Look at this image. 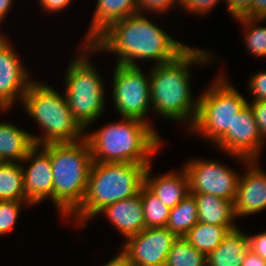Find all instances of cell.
Here are the masks:
<instances>
[{
  "mask_svg": "<svg viewBox=\"0 0 266 266\" xmlns=\"http://www.w3.org/2000/svg\"><path fill=\"white\" fill-rule=\"evenodd\" d=\"M165 266H206V255L193 247L184 237H176Z\"/></svg>",
  "mask_w": 266,
  "mask_h": 266,
  "instance_id": "484cf974",
  "label": "cell"
},
{
  "mask_svg": "<svg viewBox=\"0 0 266 266\" xmlns=\"http://www.w3.org/2000/svg\"><path fill=\"white\" fill-rule=\"evenodd\" d=\"M198 208V221L207 224L227 226L230 230L237 228L233 202L212 194H192Z\"/></svg>",
  "mask_w": 266,
  "mask_h": 266,
  "instance_id": "44dd1931",
  "label": "cell"
},
{
  "mask_svg": "<svg viewBox=\"0 0 266 266\" xmlns=\"http://www.w3.org/2000/svg\"><path fill=\"white\" fill-rule=\"evenodd\" d=\"M257 122L260 137L266 142V101L248 102Z\"/></svg>",
  "mask_w": 266,
  "mask_h": 266,
  "instance_id": "1f68e13d",
  "label": "cell"
},
{
  "mask_svg": "<svg viewBox=\"0 0 266 266\" xmlns=\"http://www.w3.org/2000/svg\"><path fill=\"white\" fill-rule=\"evenodd\" d=\"M100 213H103L126 239L145 228L140 192L136 196L104 207L96 216H99Z\"/></svg>",
  "mask_w": 266,
  "mask_h": 266,
  "instance_id": "2e32d148",
  "label": "cell"
},
{
  "mask_svg": "<svg viewBox=\"0 0 266 266\" xmlns=\"http://www.w3.org/2000/svg\"><path fill=\"white\" fill-rule=\"evenodd\" d=\"M145 228L166 227L170 208L160 201L145 185L140 189Z\"/></svg>",
  "mask_w": 266,
  "mask_h": 266,
  "instance_id": "d4e9b609",
  "label": "cell"
},
{
  "mask_svg": "<svg viewBox=\"0 0 266 266\" xmlns=\"http://www.w3.org/2000/svg\"><path fill=\"white\" fill-rule=\"evenodd\" d=\"M13 0H0V23L5 20V16L12 6Z\"/></svg>",
  "mask_w": 266,
  "mask_h": 266,
  "instance_id": "74e56055",
  "label": "cell"
},
{
  "mask_svg": "<svg viewBox=\"0 0 266 266\" xmlns=\"http://www.w3.org/2000/svg\"><path fill=\"white\" fill-rule=\"evenodd\" d=\"M184 169L190 194H212L234 202L240 175L232 168L216 160L195 158L185 163Z\"/></svg>",
  "mask_w": 266,
  "mask_h": 266,
  "instance_id": "30bf717a",
  "label": "cell"
},
{
  "mask_svg": "<svg viewBox=\"0 0 266 266\" xmlns=\"http://www.w3.org/2000/svg\"><path fill=\"white\" fill-rule=\"evenodd\" d=\"M235 19L244 25V29L246 28L243 41H245L248 51L255 57H266V27L257 26L261 20L243 16Z\"/></svg>",
  "mask_w": 266,
  "mask_h": 266,
  "instance_id": "4316f807",
  "label": "cell"
},
{
  "mask_svg": "<svg viewBox=\"0 0 266 266\" xmlns=\"http://www.w3.org/2000/svg\"><path fill=\"white\" fill-rule=\"evenodd\" d=\"M122 119L86 133L93 162L151 164L162 148V139L152 124L135 118Z\"/></svg>",
  "mask_w": 266,
  "mask_h": 266,
  "instance_id": "3957f363",
  "label": "cell"
},
{
  "mask_svg": "<svg viewBox=\"0 0 266 266\" xmlns=\"http://www.w3.org/2000/svg\"><path fill=\"white\" fill-rule=\"evenodd\" d=\"M213 59L209 51L190 46L176 59L153 65L149 76L151 106L156 114L174 122L190 123L188 126L191 128L196 119L199 99L192 98L189 68L195 64L206 65Z\"/></svg>",
  "mask_w": 266,
  "mask_h": 266,
  "instance_id": "7a4b0ae2",
  "label": "cell"
},
{
  "mask_svg": "<svg viewBox=\"0 0 266 266\" xmlns=\"http://www.w3.org/2000/svg\"><path fill=\"white\" fill-rule=\"evenodd\" d=\"M249 91L254 95L253 101H266V71L254 73L249 80Z\"/></svg>",
  "mask_w": 266,
  "mask_h": 266,
  "instance_id": "f546056e",
  "label": "cell"
},
{
  "mask_svg": "<svg viewBox=\"0 0 266 266\" xmlns=\"http://www.w3.org/2000/svg\"><path fill=\"white\" fill-rule=\"evenodd\" d=\"M175 239L166 227L144 228L126 239L118 255L129 266H165Z\"/></svg>",
  "mask_w": 266,
  "mask_h": 266,
  "instance_id": "8fae6325",
  "label": "cell"
},
{
  "mask_svg": "<svg viewBox=\"0 0 266 266\" xmlns=\"http://www.w3.org/2000/svg\"><path fill=\"white\" fill-rule=\"evenodd\" d=\"M263 144L257 122L247 103L235 116L232 127L214 145L224 149L226 155L228 152L246 163L248 160H258Z\"/></svg>",
  "mask_w": 266,
  "mask_h": 266,
  "instance_id": "7c38bea8",
  "label": "cell"
},
{
  "mask_svg": "<svg viewBox=\"0 0 266 266\" xmlns=\"http://www.w3.org/2000/svg\"><path fill=\"white\" fill-rule=\"evenodd\" d=\"M228 12L231 17L238 18L243 16L251 7L252 0H225Z\"/></svg>",
  "mask_w": 266,
  "mask_h": 266,
  "instance_id": "836d02e7",
  "label": "cell"
},
{
  "mask_svg": "<svg viewBox=\"0 0 266 266\" xmlns=\"http://www.w3.org/2000/svg\"><path fill=\"white\" fill-rule=\"evenodd\" d=\"M151 166L146 168L144 185L170 209L190 194L189 178L184 167L181 172L171 171L153 178Z\"/></svg>",
  "mask_w": 266,
  "mask_h": 266,
  "instance_id": "e0dca14e",
  "label": "cell"
},
{
  "mask_svg": "<svg viewBox=\"0 0 266 266\" xmlns=\"http://www.w3.org/2000/svg\"><path fill=\"white\" fill-rule=\"evenodd\" d=\"M96 52H112L116 64L139 67L138 60L154 65L170 62L189 46L170 37L143 14L136 13L113 23L92 44Z\"/></svg>",
  "mask_w": 266,
  "mask_h": 266,
  "instance_id": "6da1fadb",
  "label": "cell"
},
{
  "mask_svg": "<svg viewBox=\"0 0 266 266\" xmlns=\"http://www.w3.org/2000/svg\"><path fill=\"white\" fill-rule=\"evenodd\" d=\"M221 0H180L183 9L193 14L206 15Z\"/></svg>",
  "mask_w": 266,
  "mask_h": 266,
  "instance_id": "4dcf8cb0",
  "label": "cell"
},
{
  "mask_svg": "<svg viewBox=\"0 0 266 266\" xmlns=\"http://www.w3.org/2000/svg\"><path fill=\"white\" fill-rule=\"evenodd\" d=\"M241 266H266V261L258 254L248 249Z\"/></svg>",
  "mask_w": 266,
  "mask_h": 266,
  "instance_id": "8d00e7d4",
  "label": "cell"
},
{
  "mask_svg": "<svg viewBox=\"0 0 266 266\" xmlns=\"http://www.w3.org/2000/svg\"><path fill=\"white\" fill-rule=\"evenodd\" d=\"M257 160H248V170L239 177L233 202L237 217L248 216L266 209V173L259 169Z\"/></svg>",
  "mask_w": 266,
  "mask_h": 266,
  "instance_id": "9a60e30c",
  "label": "cell"
},
{
  "mask_svg": "<svg viewBox=\"0 0 266 266\" xmlns=\"http://www.w3.org/2000/svg\"><path fill=\"white\" fill-rule=\"evenodd\" d=\"M150 164L93 162L81 205L69 216L85 228L104 207L139 194Z\"/></svg>",
  "mask_w": 266,
  "mask_h": 266,
  "instance_id": "277c9868",
  "label": "cell"
},
{
  "mask_svg": "<svg viewBox=\"0 0 266 266\" xmlns=\"http://www.w3.org/2000/svg\"><path fill=\"white\" fill-rule=\"evenodd\" d=\"M248 247L266 261V231L253 236L248 235Z\"/></svg>",
  "mask_w": 266,
  "mask_h": 266,
  "instance_id": "d6a6232c",
  "label": "cell"
},
{
  "mask_svg": "<svg viewBox=\"0 0 266 266\" xmlns=\"http://www.w3.org/2000/svg\"><path fill=\"white\" fill-rule=\"evenodd\" d=\"M222 74L198 97L196 119L190 128L191 133L201 134L214 144L232 127L235 116L248 103Z\"/></svg>",
  "mask_w": 266,
  "mask_h": 266,
  "instance_id": "ba28073f",
  "label": "cell"
},
{
  "mask_svg": "<svg viewBox=\"0 0 266 266\" xmlns=\"http://www.w3.org/2000/svg\"><path fill=\"white\" fill-rule=\"evenodd\" d=\"M180 6V0H136L138 13L153 12V13H165L167 10L174 7V5ZM143 11V12H142Z\"/></svg>",
  "mask_w": 266,
  "mask_h": 266,
  "instance_id": "f1b7e54d",
  "label": "cell"
},
{
  "mask_svg": "<svg viewBox=\"0 0 266 266\" xmlns=\"http://www.w3.org/2000/svg\"><path fill=\"white\" fill-rule=\"evenodd\" d=\"M11 43L0 34V111L10 109L12 103L23 101L31 80L27 67H24ZM30 78V79H29Z\"/></svg>",
  "mask_w": 266,
  "mask_h": 266,
  "instance_id": "4fadbf2b",
  "label": "cell"
},
{
  "mask_svg": "<svg viewBox=\"0 0 266 266\" xmlns=\"http://www.w3.org/2000/svg\"><path fill=\"white\" fill-rule=\"evenodd\" d=\"M136 13V0H97L91 25L82 45H91L113 23Z\"/></svg>",
  "mask_w": 266,
  "mask_h": 266,
  "instance_id": "ac0fdd59",
  "label": "cell"
},
{
  "mask_svg": "<svg viewBox=\"0 0 266 266\" xmlns=\"http://www.w3.org/2000/svg\"><path fill=\"white\" fill-rule=\"evenodd\" d=\"M51 159L53 204L62 217L81 205L93 163L86 138L76 142L48 143L40 146Z\"/></svg>",
  "mask_w": 266,
  "mask_h": 266,
  "instance_id": "5b68a950",
  "label": "cell"
},
{
  "mask_svg": "<svg viewBox=\"0 0 266 266\" xmlns=\"http://www.w3.org/2000/svg\"><path fill=\"white\" fill-rule=\"evenodd\" d=\"M266 16V0H252L250 9L243 17L260 19Z\"/></svg>",
  "mask_w": 266,
  "mask_h": 266,
  "instance_id": "e575fe53",
  "label": "cell"
},
{
  "mask_svg": "<svg viewBox=\"0 0 266 266\" xmlns=\"http://www.w3.org/2000/svg\"><path fill=\"white\" fill-rule=\"evenodd\" d=\"M260 20H262V21L266 20V16L260 18Z\"/></svg>",
  "mask_w": 266,
  "mask_h": 266,
  "instance_id": "ab89813d",
  "label": "cell"
},
{
  "mask_svg": "<svg viewBox=\"0 0 266 266\" xmlns=\"http://www.w3.org/2000/svg\"><path fill=\"white\" fill-rule=\"evenodd\" d=\"M248 249V235L237 227L206 255V266H241Z\"/></svg>",
  "mask_w": 266,
  "mask_h": 266,
  "instance_id": "d6986e66",
  "label": "cell"
},
{
  "mask_svg": "<svg viewBox=\"0 0 266 266\" xmlns=\"http://www.w3.org/2000/svg\"><path fill=\"white\" fill-rule=\"evenodd\" d=\"M72 0H39L43 10L46 12H57L62 11L64 8L71 3Z\"/></svg>",
  "mask_w": 266,
  "mask_h": 266,
  "instance_id": "d590c367",
  "label": "cell"
},
{
  "mask_svg": "<svg viewBox=\"0 0 266 266\" xmlns=\"http://www.w3.org/2000/svg\"><path fill=\"white\" fill-rule=\"evenodd\" d=\"M230 232L227 226L197 222L184 238L205 255L212 252Z\"/></svg>",
  "mask_w": 266,
  "mask_h": 266,
  "instance_id": "cb8c5ba5",
  "label": "cell"
},
{
  "mask_svg": "<svg viewBox=\"0 0 266 266\" xmlns=\"http://www.w3.org/2000/svg\"><path fill=\"white\" fill-rule=\"evenodd\" d=\"M4 162L2 161L1 157H0V165L3 164Z\"/></svg>",
  "mask_w": 266,
  "mask_h": 266,
  "instance_id": "60d3db41",
  "label": "cell"
},
{
  "mask_svg": "<svg viewBox=\"0 0 266 266\" xmlns=\"http://www.w3.org/2000/svg\"><path fill=\"white\" fill-rule=\"evenodd\" d=\"M113 73L112 98L121 118H135L151 124L146 116L152 107L149 74L146 76L140 66L119 64Z\"/></svg>",
  "mask_w": 266,
  "mask_h": 266,
  "instance_id": "9c48e42d",
  "label": "cell"
},
{
  "mask_svg": "<svg viewBox=\"0 0 266 266\" xmlns=\"http://www.w3.org/2000/svg\"><path fill=\"white\" fill-rule=\"evenodd\" d=\"M29 162L28 167H24V191L28 202L40 204L45 199L53 202V172L50 156L40 147L34 146L21 163Z\"/></svg>",
  "mask_w": 266,
  "mask_h": 266,
  "instance_id": "5bb4252c",
  "label": "cell"
},
{
  "mask_svg": "<svg viewBox=\"0 0 266 266\" xmlns=\"http://www.w3.org/2000/svg\"><path fill=\"white\" fill-rule=\"evenodd\" d=\"M22 106L44 130L42 136L31 135L35 146L76 142L85 138V131L73 118L65 95H60L51 86L37 80L32 81L24 95Z\"/></svg>",
  "mask_w": 266,
  "mask_h": 266,
  "instance_id": "8992f818",
  "label": "cell"
},
{
  "mask_svg": "<svg viewBox=\"0 0 266 266\" xmlns=\"http://www.w3.org/2000/svg\"><path fill=\"white\" fill-rule=\"evenodd\" d=\"M22 163L0 165V201H28L24 191Z\"/></svg>",
  "mask_w": 266,
  "mask_h": 266,
  "instance_id": "603a6c76",
  "label": "cell"
},
{
  "mask_svg": "<svg viewBox=\"0 0 266 266\" xmlns=\"http://www.w3.org/2000/svg\"><path fill=\"white\" fill-rule=\"evenodd\" d=\"M105 263L103 266H129L118 254Z\"/></svg>",
  "mask_w": 266,
  "mask_h": 266,
  "instance_id": "f35d334b",
  "label": "cell"
},
{
  "mask_svg": "<svg viewBox=\"0 0 266 266\" xmlns=\"http://www.w3.org/2000/svg\"><path fill=\"white\" fill-rule=\"evenodd\" d=\"M12 124L0 122V157L6 163L23 161L35 146L32 133Z\"/></svg>",
  "mask_w": 266,
  "mask_h": 266,
  "instance_id": "ffe728a7",
  "label": "cell"
},
{
  "mask_svg": "<svg viewBox=\"0 0 266 266\" xmlns=\"http://www.w3.org/2000/svg\"><path fill=\"white\" fill-rule=\"evenodd\" d=\"M82 55L75 57L65 72V97L72 116L85 131L86 127L100 119L105 108L104 81L95 69V65L87 58L96 49L92 45L83 44ZM101 77V78H100ZM86 128V129H85Z\"/></svg>",
  "mask_w": 266,
  "mask_h": 266,
  "instance_id": "52a82bcc",
  "label": "cell"
},
{
  "mask_svg": "<svg viewBox=\"0 0 266 266\" xmlns=\"http://www.w3.org/2000/svg\"><path fill=\"white\" fill-rule=\"evenodd\" d=\"M22 204L31 205L28 201H0V236L13 230Z\"/></svg>",
  "mask_w": 266,
  "mask_h": 266,
  "instance_id": "83f0119b",
  "label": "cell"
},
{
  "mask_svg": "<svg viewBox=\"0 0 266 266\" xmlns=\"http://www.w3.org/2000/svg\"><path fill=\"white\" fill-rule=\"evenodd\" d=\"M197 222V203L194 196L188 194L180 203L170 209L166 228L176 237H184Z\"/></svg>",
  "mask_w": 266,
  "mask_h": 266,
  "instance_id": "7402d4cb",
  "label": "cell"
}]
</instances>
